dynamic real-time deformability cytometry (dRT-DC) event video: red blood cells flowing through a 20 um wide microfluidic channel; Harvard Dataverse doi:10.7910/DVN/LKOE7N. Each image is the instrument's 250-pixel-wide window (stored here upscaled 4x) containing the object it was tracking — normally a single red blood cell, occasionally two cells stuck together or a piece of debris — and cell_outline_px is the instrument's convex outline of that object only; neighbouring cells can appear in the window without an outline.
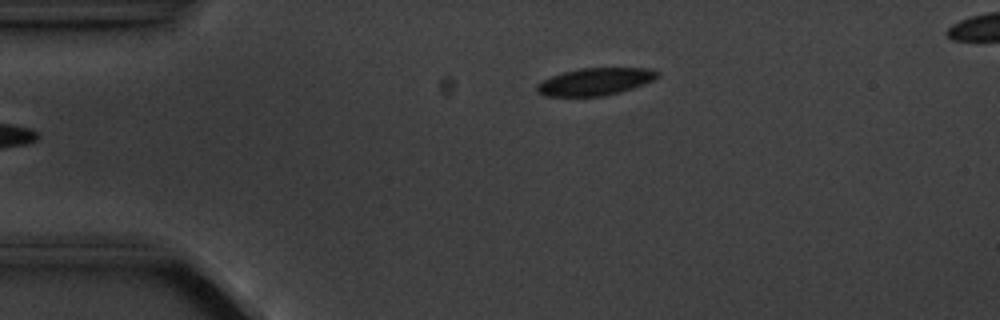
{"species": "common noctule bat (a hibernating species)", "species_latin": "Nyctalus noctula", "temperature_condition": "cold", "stored_images_in_passage": 5, "camera_frame_rate_fps": 3000, "um_per_image_px": 0.085, "animal": {"sex": "male", "body_mass_g": 20.1, "forearm_length_mm": 53.5}, "frame": {"image": 1, "passage_image": 5, "time_ms": 4.667, "image_size_px": [1000, 320], "cell_outline_px": [[660, 76], [644, 84], [620, 92], [604, 96], [544, 96], [536, 92], [536, 84], [552, 76], [564, 72], [580, 68], [652, 68], [660, 72]], "centroid_in_image_um": [50.6, 6.94], "position_along_channel_um": 34.4, "area_um2": 19.25}}